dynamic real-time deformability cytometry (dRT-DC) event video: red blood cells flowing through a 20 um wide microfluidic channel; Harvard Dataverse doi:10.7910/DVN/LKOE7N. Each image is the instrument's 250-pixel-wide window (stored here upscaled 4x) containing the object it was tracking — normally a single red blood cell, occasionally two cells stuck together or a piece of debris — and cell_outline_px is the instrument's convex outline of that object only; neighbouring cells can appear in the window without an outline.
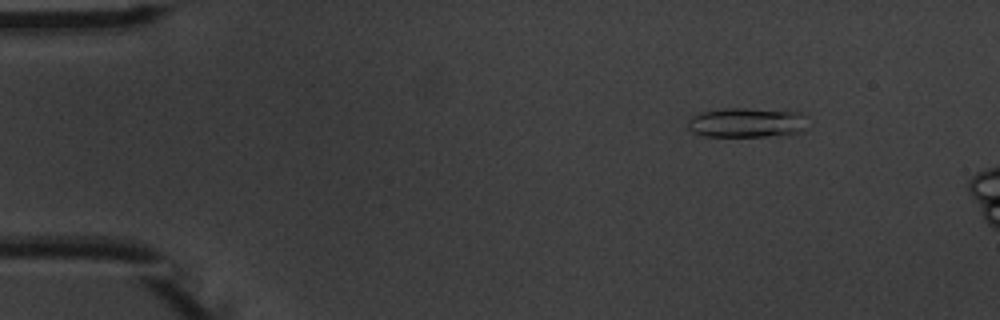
{"species": "common noctule bat (a hibernating species)", "species_latin": "Nyctalus noctula", "temperature_condition": "warm", "stored_images_in_passage": 3, "camera_frame_rate_fps": 3000, "um_per_image_px": 0.085, "animal": {"sex": "male", "body_mass_g": 20.1, "forearm_length_mm": 53.5}, "frame": {"image": 1, "passage_image": 1, "time_ms": 0.0, "image_size_px": [1000, 320], "cell_outline_px": [[804, 132], [784, 136], [704, 136], [692, 132], [688, 128], [688, 120], [692, 116], [704, 112], [724, 108], [744, 108], [804, 112]], "centroid_in_image_um": [63.5, 10.43], "position_along_channel_um": 21.5, "area_um2": 20.87}}